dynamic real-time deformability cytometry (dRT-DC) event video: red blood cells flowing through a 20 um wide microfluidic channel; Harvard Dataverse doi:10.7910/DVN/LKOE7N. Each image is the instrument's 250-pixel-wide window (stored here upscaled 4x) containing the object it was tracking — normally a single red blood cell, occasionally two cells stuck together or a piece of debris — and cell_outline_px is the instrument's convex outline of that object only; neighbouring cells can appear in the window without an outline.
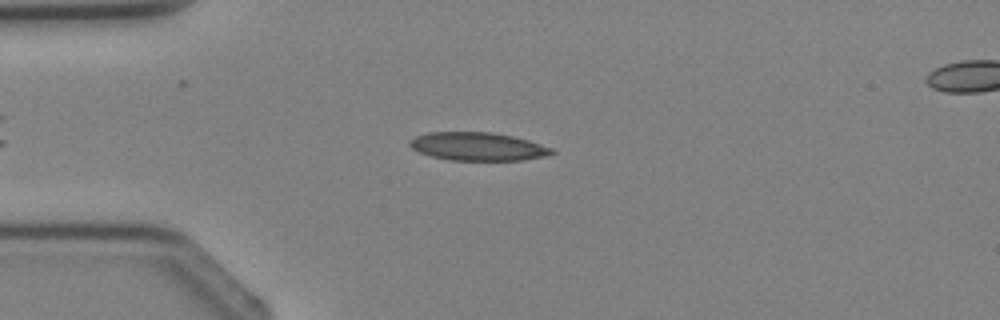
{"species": "Egyptian fruit bat (a non-hibernating species)", "species_latin": "Rousettus aegyptiacus", "temperature_condition": "cold", "stored_images_in_passage": 3, "camera_frame_rate_fps": 3000, "um_per_image_px": 0.085, "animal": {"sex": "female"}, "frame": {"image": 1, "passage_image": 3, "time_ms": 2.333, "image_size_px": [1000, 320], "cell_outline_px": [[556, 152], [548, 156], [520, 160], [452, 160], [432, 156], [420, 152], [412, 148], [408, 144], [408, 140], [416, 136], [428, 132], [492, 132], [512, 136], [528, 140], [552, 148]], "centroid_in_image_um": [40.61, 12.45], "position_along_channel_um": 44.4, "area_um2": 23.29}}